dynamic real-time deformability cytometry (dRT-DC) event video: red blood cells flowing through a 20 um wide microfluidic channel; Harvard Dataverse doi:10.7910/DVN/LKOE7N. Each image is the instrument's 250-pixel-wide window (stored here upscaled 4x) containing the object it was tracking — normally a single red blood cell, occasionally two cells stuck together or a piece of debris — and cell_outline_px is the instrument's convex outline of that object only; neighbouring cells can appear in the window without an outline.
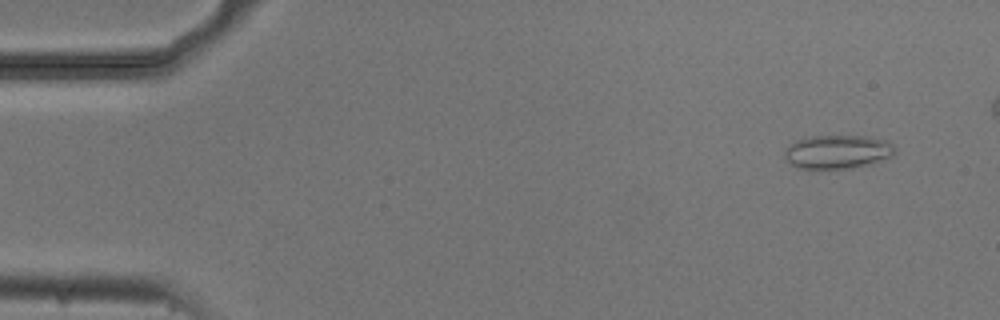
{"species": "common noctule bat (a hibernating species)", "species_latin": "Nyctalus noctula", "temperature_condition": "cold", "stored_images_in_passage": 50, "camera_frame_rate_fps": 3000, "um_per_image_px": 0.085, "animal": {"sex": "male", "body_mass_g": 20.5, "forearm_length_mm": 52.5}, "frame": {"image": 1, "passage_image": 4, "time_ms": 1.0, "image_size_px": [1000, 320], "cell_outline_px": [[896, 152], [892, 156], [872, 164], [852, 168], [800, 168], [784, 160], [784, 148], [796, 140], [812, 136], [864, 136], [888, 140], [896, 148]], "centroid_in_image_um": [71.2, 12.9], "position_along_channel_um": 13.8, "area_um2": 21.85}}
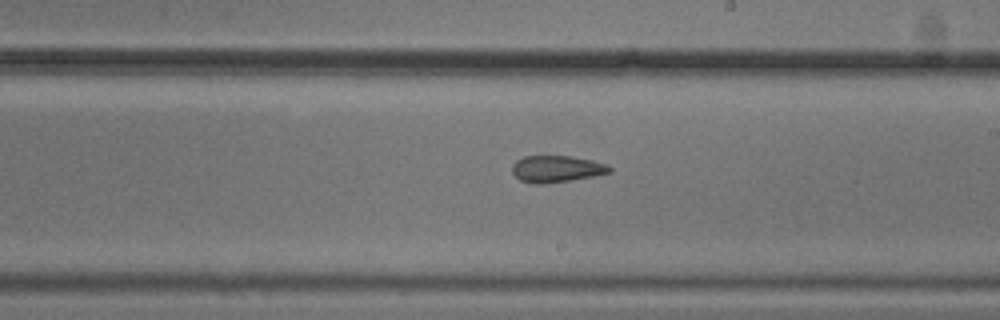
{"frame": {"image": 2, "passage_image": 31, "time_ms": 10.0, "image_size_px": [1000, 320], "cell_outline_px": [[612, 172], [592, 176], [568, 180], [540, 184], [520, 180], [512, 172], [512, 164], [516, 160], [524, 156], [572, 156], [592, 160], [608, 164], [612, 168]], "centroid_in_image_um": [47.32, 14.33], "position_along_channel_um": 241.7, "area_um2": 15.03}}
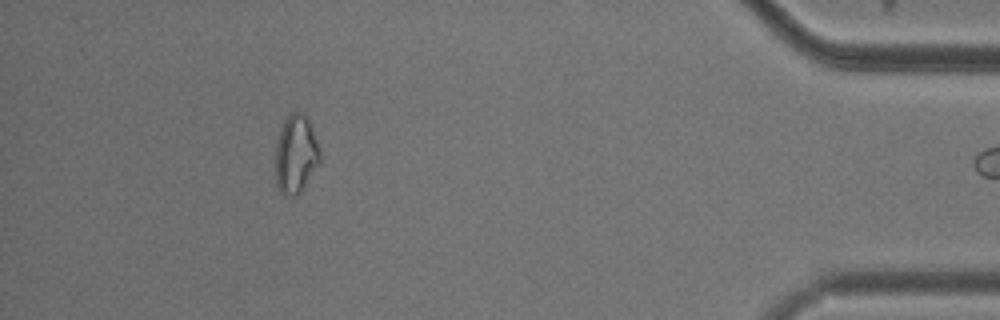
{"frame": {"image": 3, "passage_image": 49, "time_ms": 16.0, "image_size_px": [1000, 320], "cell_outline_px": [[320, 164], [300, 192], [296, 196], [288, 196], [280, 192], [276, 184], [276, 144], [280, 128], [284, 120], [296, 108], [312, 124], [320, 152]], "centroid_in_image_um": [25.15, 13.1], "position_along_channel_um": 410.0, "area_um2": 20.52}}